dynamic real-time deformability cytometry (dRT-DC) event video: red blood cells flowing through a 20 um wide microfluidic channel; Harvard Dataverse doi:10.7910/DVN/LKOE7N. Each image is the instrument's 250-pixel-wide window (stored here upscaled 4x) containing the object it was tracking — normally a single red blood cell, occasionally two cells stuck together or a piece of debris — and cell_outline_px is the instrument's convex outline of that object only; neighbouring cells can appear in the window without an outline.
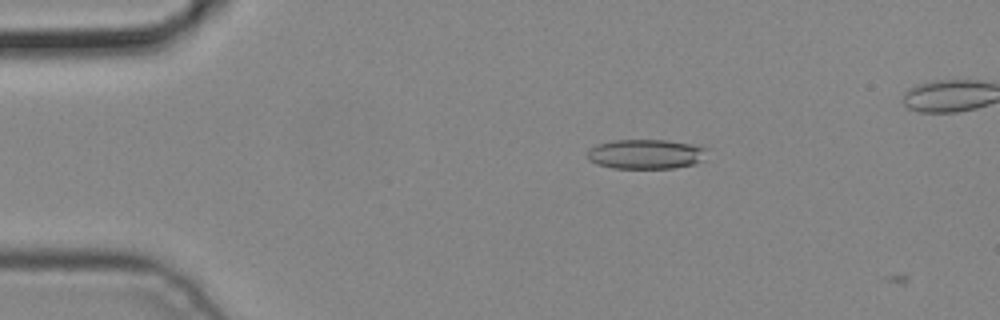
{"species": "common noctule bat (a hibernating species)", "species_latin": "Nyctalus noctula", "temperature_condition": "cold", "stored_images_in_passage": 2, "camera_frame_rate_fps": 3000, "um_per_image_px": 0.085, "animal": {"sex": "male", "body_mass_g": 19.2, "forearm_length_mm": 51.8}, "frame": {"image": 1, "passage_image": 2, "time_ms": 0.333, "image_size_px": [1000, 320], "cell_outline_px": [[708, 148], [704, 160], [692, 164], [672, 168], [612, 168], [596, 164], [588, 160], [588, 148], [596, 144], [612, 140], [668, 140], [692, 144]], "centroid_in_image_um": [54.88, 13.09], "position_along_channel_um": 30.1, "area_um2": 20.87}}